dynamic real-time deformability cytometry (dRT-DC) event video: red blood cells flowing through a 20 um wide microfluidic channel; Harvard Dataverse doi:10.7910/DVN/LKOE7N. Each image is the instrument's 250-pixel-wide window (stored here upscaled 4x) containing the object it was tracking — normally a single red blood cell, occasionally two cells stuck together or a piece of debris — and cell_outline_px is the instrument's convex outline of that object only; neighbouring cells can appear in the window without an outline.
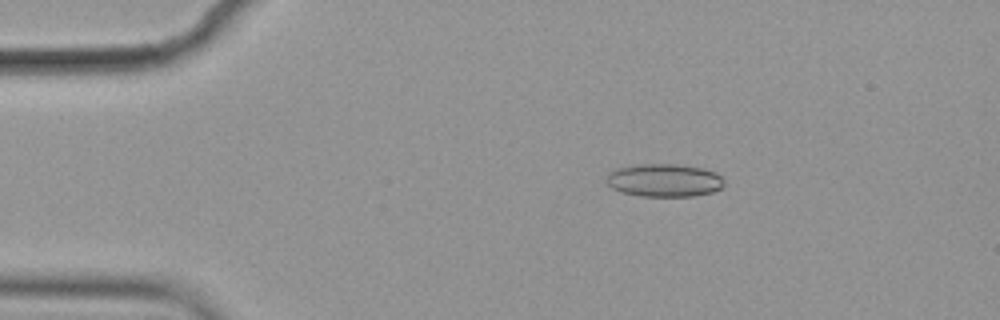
{"species": "common noctule bat (a hibernating species)", "species_latin": "Nyctalus noctula", "temperature_condition": "cold", "stored_images_in_passage": 56, "camera_frame_rate_fps": 3000, "um_per_image_px": 0.085, "animal": {"sex": "female", "body_mass_g": 19.9}, "frame": {"image": 1, "passage_image": 10, "time_ms": 3.0, "image_size_px": [1000, 320], "cell_outline_px": [[724, 184], [720, 188], [712, 192], [692, 196], [640, 196], [620, 192], [612, 188], [608, 184], [608, 172], [616, 168], [640, 164], [680, 164], [704, 168], [716, 172], [724, 180]], "centroid_in_image_um": [56.47, 15.32], "position_along_channel_um": 28.5, "area_um2": 22.72}}
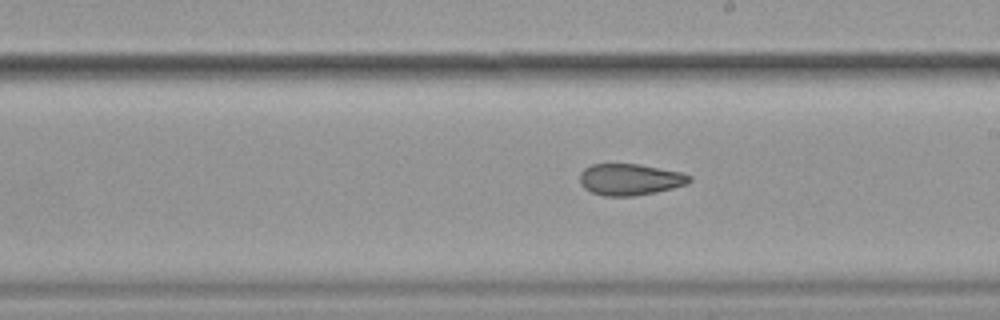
{"frame": {"image": 2, "passage_image": 32, "time_ms": 10.333, "image_size_px": [1000, 320], "cell_outline_px": [[692, 180], [688, 184], [656, 192], [632, 196], [604, 196], [592, 192], [584, 188], [580, 184], [580, 172], [584, 168], [592, 164], [640, 164], [680, 172], [692, 176]], "centroid_in_image_um": [53.54, 15.25], "position_along_channel_um": 235.5, "area_um2": 20.17}}
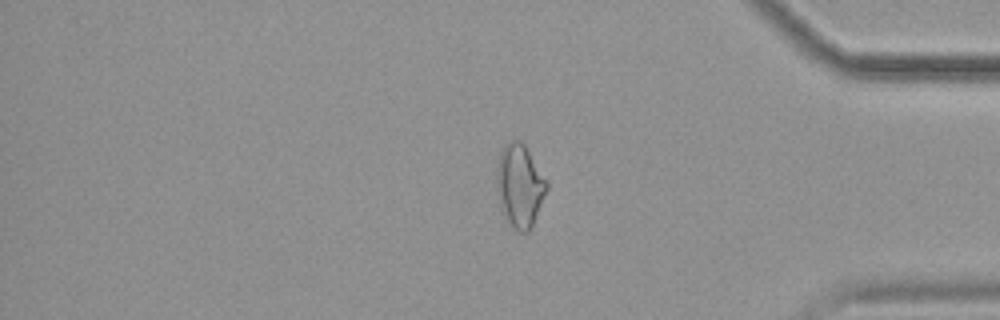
{"frame": {"image": 3, "passage_image": 47, "time_ms": 15.333, "image_size_px": [1000, 320], "cell_outline_px": [[548, 188], [532, 224], [528, 232], [520, 232], [504, 216], [500, 208], [496, 184], [496, 168], [500, 152], [504, 144], [508, 140], [520, 140], [524, 144], [548, 184]], "centroid_in_image_um": [44.14, 15.74], "position_along_channel_um": 391.1, "area_um2": 23.81}, "authors_computed_cell_mechanics": {"area_um2": 22.3397, "velocity_mm_per_s": 3.5537, "shape_relaxation_time_tau1_ms": null, "shape_relaxation_time_tau2_ms": 4.8588, "deformation_change_tau1": null, "deformation_change_tau2": 0.1232}}